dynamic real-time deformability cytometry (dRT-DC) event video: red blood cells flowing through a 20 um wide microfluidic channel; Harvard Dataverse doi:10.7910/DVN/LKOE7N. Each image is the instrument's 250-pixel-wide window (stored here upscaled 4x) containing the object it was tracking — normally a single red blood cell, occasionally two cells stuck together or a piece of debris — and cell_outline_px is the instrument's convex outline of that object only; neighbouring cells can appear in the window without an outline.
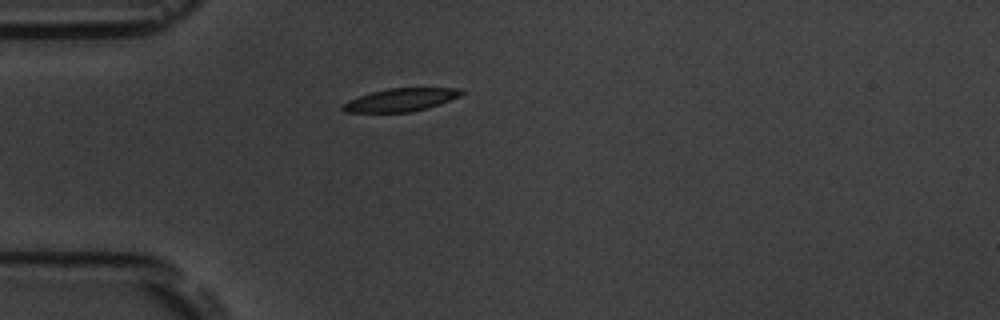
{"species": "common noctule bat (a hibernating species)", "species_latin": "Nyctalus noctula", "temperature_condition": "room temperature", "stored_images_in_passage": 41, "camera_frame_rate_fps": 3000, "um_per_image_px": 0.085, "animal": {"sex": "male", "body_mass_g": 19.5, "forearm_length_mm": 54.6}, "frame": {"image": 1, "passage_image": 1, "time_ms": 0.0, "image_size_px": [1000, 320], "cell_outline_px": [[464, 92], [460, 96], [440, 104], [428, 108], [412, 112], [344, 112], [340, 108], [340, 104], [348, 100], [372, 92], [388, 88], [464, 88]], "centroid_in_image_um": [34.06, 8.49], "position_along_channel_um": 50.9, "area_um2": 16.01}}
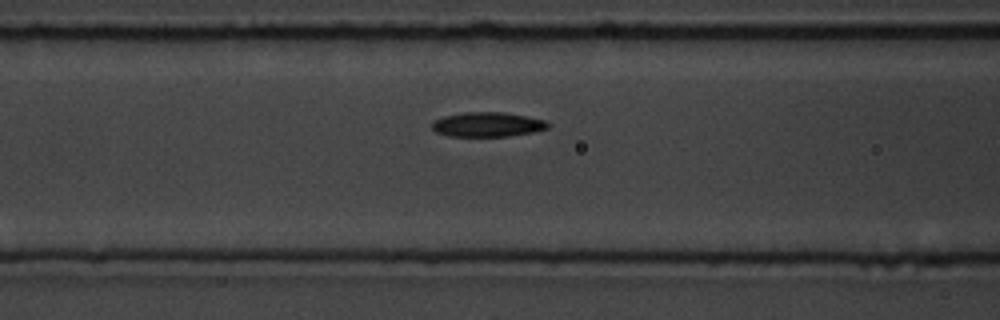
{"frame": {"image": 2, "passage_image": 8, "time_ms": 2.333, "image_size_px": [1000, 320], "cell_outline_px": [[552, 124], [548, 128], [532, 132], [508, 136], [448, 136], [436, 132], [432, 128], [432, 124], [436, 120], [444, 116], [464, 112], [504, 112], [544, 120]], "centroid_in_image_um": [41.44, 10.58], "position_along_channel_um": 125.2, "area_um2": 16.47}}
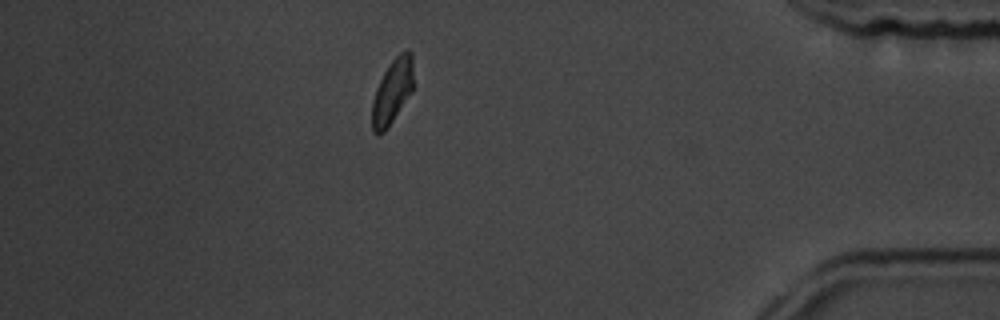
{"frame": {"image": 3, "passage_image": 34, "time_ms": 11.0, "image_size_px": [1000, 320], "cell_outline_px": [[412, 92], [388, 128], [384, 132], [376, 136], [372, 132], [372, 100], [376, 88], [384, 72], [392, 60], [400, 52], [408, 48], [412, 52]], "centroid_in_image_um": [33.33, 7.8], "position_along_channel_um": 401.9, "area_um2": 15.72}, "authors_computed_cell_mechanics": {"area_um2": 16.2418, "velocity_mm_per_s": 3.6762, "shape_relaxation_time_tau1_ms": 2.606, "shape_relaxation_time_tau2_ms": 3.7338, "deformation_change_tau1": 0.1253, "deformation_change_tau2": 0.0898}}